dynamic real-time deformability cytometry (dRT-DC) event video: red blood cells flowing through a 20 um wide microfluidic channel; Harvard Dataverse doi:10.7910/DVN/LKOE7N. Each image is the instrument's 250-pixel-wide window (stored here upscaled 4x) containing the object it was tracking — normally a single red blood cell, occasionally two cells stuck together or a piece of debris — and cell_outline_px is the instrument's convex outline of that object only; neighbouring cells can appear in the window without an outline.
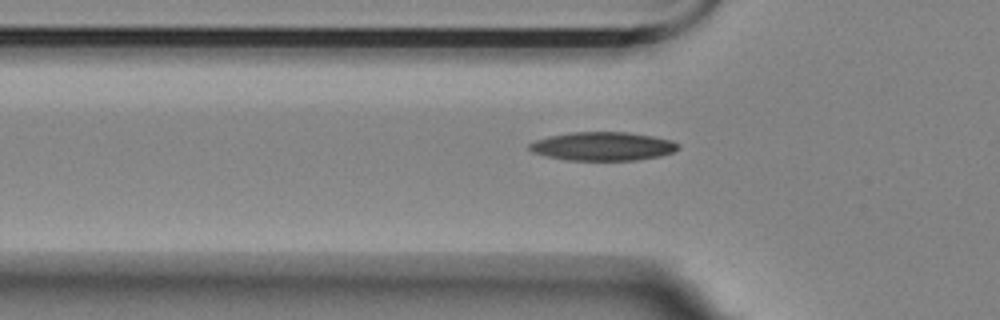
{"species": "Egyptian fruit bat (a non-hibernating species)", "species_latin": "Rousettus aegyptiacus", "temperature_condition": "room temperature", "stored_images_in_passage": 32, "camera_frame_rate_fps": 3000, "um_per_image_px": 0.085, "animal": {"sex": "female"}, "frame": {"image": 1, "passage_image": 2, "time_ms": 0.333, "image_size_px": [1000, 320], "cell_outline_px": [[680, 148], [672, 152], [660, 156], [636, 160], [568, 160], [548, 156], [532, 152], [528, 148], [528, 144], [536, 140], [548, 136], [572, 132], [628, 132], [652, 136], [672, 140], [680, 144]], "centroid_in_image_um": [51.25, 12.43], "position_along_channel_um": 74.5, "area_um2": 24.8}}
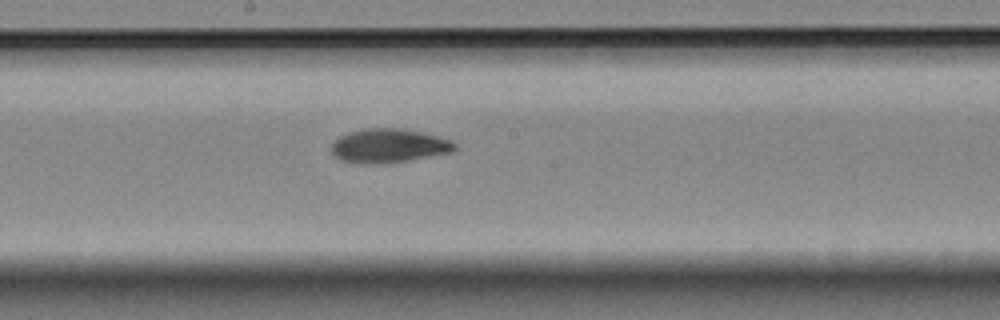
{"frame": {"image": 2, "passage_image": 14, "time_ms": 4.333, "image_size_px": [1000, 320], "cell_outline_px": [[456, 148], [452, 152], [408, 160], [384, 164], [360, 164], [340, 160], [332, 152], [332, 144], [340, 136], [348, 132], [364, 128], [400, 128], [424, 132], [452, 140], [456, 144]], "centroid_in_image_um": [33.05, 12.39], "position_along_channel_um": 215.1, "area_um2": 24.57}}
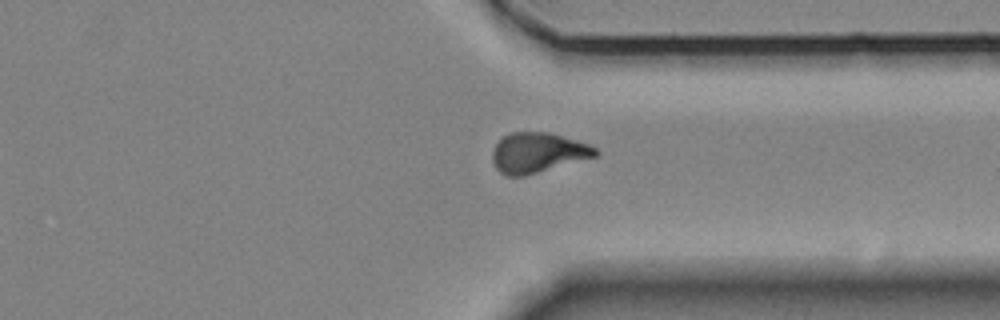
{"frame": {"image": 3, "passage_image": 27, "time_ms": 8.667, "image_size_px": [1000, 320], "cell_outline_px": [[600, 152], [596, 156], [524, 176], [508, 176], [500, 172], [496, 168], [492, 160], [492, 152], [496, 144], [504, 136], [512, 132], [548, 132], [576, 140], [588, 144], [596, 148]], "centroid_in_image_um": [45.7, 12.98], "position_along_channel_um": 365.7, "area_um2": 23.81}, "authors_computed_cell_mechanics": {"area_um2": 23.8714, "velocity_mm_per_s": 3.4799, "shape_relaxation_time_tau1_ms": 6.2765, "shape_relaxation_time_tau2_ms": 3.2445, "deformation_change_tau1": 0.1827, "deformation_change_tau2": 0.0898}}